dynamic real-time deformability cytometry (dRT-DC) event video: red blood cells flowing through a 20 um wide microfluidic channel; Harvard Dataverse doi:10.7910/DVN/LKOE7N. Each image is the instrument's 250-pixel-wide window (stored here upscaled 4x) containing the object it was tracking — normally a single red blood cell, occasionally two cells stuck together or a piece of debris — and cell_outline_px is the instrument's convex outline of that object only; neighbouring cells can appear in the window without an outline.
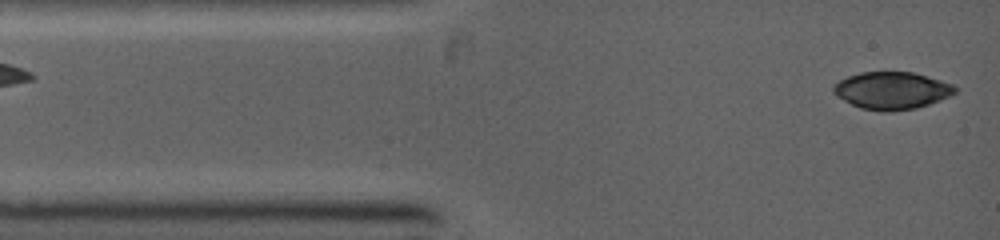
{"species": "common noctule bat (a hibernating species)", "species_latin": "Nyctalus noctula", "temperature_condition": "warm", "stored_images_in_passage": 6, "camera_frame_rate_fps": 5000, "um_per_image_px": 0.085, "animal": {"sex": "female", "body_mass_g": 19.0, "forearm_length_mm": 53.3}, "frame": {"image": 1, "passage_image": 1, "time_ms": 0.0, "image_size_px": [1000, 240], "cell_outline_px": [[956, 92], [948, 96], [928, 104], [916, 108], [860, 108], [836, 96], [832, 92], [832, 88], [840, 80], [848, 76], [860, 72], [912, 72], [940, 80], [952, 84], [956, 88]], "centroid_in_image_um": [75.78, 7.64], "position_along_channel_um": 9.2, "area_um2": 25.37}}
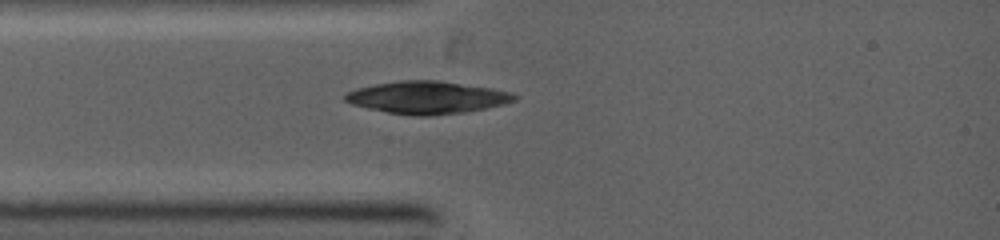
{"frame": {"image": 2, "passage_image": 6, "time_ms": 2.0, "image_size_px": [1000, 240], "cell_outline_px": [[516, 100], [504, 104], [464, 112], [428, 116], [416, 116], [388, 112], [368, 108], [352, 104], [344, 100], [344, 96], [348, 92], [356, 88], [376, 84], [400, 80], [440, 80], [492, 88], [512, 92], [516, 96]], "centroid_in_image_um": [36.31, 8.28], "position_along_channel_um": 48.7, "area_um2": 31.91}}